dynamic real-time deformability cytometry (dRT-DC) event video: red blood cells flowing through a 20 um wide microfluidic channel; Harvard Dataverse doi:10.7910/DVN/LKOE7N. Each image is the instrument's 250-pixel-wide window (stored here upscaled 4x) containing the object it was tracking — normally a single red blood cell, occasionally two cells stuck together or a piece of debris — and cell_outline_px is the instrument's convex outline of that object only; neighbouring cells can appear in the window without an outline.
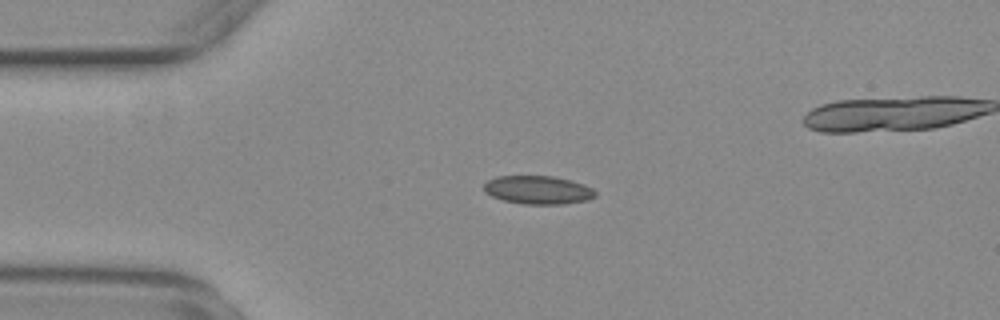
{"species": "common noctule bat (a hibernating species)", "species_latin": "Nyctalus noctula", "temperature_condition": "warm", "stored_images_in_passage": 39, "camera_frame_rate_fps": 3000, "um_per_image_px": 0.085, "animal": {"sex": "female", "body_mass_g": 29.2, "forearm_length_mm": 56.3}, "frame": {"image": 1, "passage_image": 1, "time_ms": 0.0, "image_size_px": [1000, 320], "cell_outline_px": [[596, 196], [588, 200], [564, 204], [524, 204], [504, 200], [492, 196], [484, 192], [484, 184], [488, 180], [496, 176], [552, 176], [584, 184], [592, 188], [596, 192]], "centroid_in_image_um": [45.73, 16.15], "position_along_channel_um": 39.3, "area_um2": 18.38}}
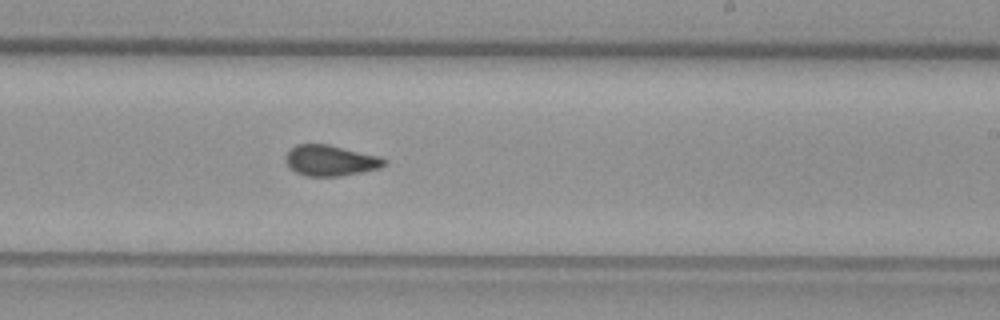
{"frame": {"image": 2, "passage_image": 21, "time_ms": 6.667, "image_size_px": [1000, 320], "cell_outline_px": [[384, 164], [380, 168], [340, 176], [304, 176], [288, 168], [284, 160], [284, 156], [296, 144], [328, 144], [380, 156], [384, 160]], "centroid_in_image_um": [28.02, 13.64], "position_along_channel_um": 261.0, "area_um2": 17.69}}
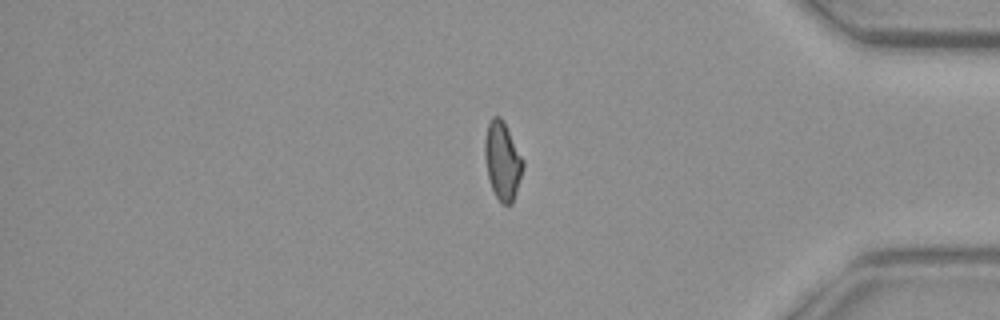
{"frame": {"image": 3, "passage_image": 34, "time_ms": 11.0, "image_size_px": [1000, 320], "cell_outline_px": [[524, 164], [516, 192], [512, 204], [500, 204], [492, 188], [488, 176], [484, 156], [484, 140], [488, 124], [492, 116], [500, 116], [504, 120], [524, 160]], "centroid_in_image_um": [42.7, 13.64], "position_along_channel_um": 392.5, "area_um2": 17.46}, "authors_computed_cell_mechanics": {"area_um2": 17.8024, "velocity_mm_per_s": 3.711, "shape_relaxation_time_tau1_ms": null, "shape_relaxation_time_tau2_ms": 1.4312, "deformation_change_tau1": null, "deformation_change_tau2": 0.0666}}